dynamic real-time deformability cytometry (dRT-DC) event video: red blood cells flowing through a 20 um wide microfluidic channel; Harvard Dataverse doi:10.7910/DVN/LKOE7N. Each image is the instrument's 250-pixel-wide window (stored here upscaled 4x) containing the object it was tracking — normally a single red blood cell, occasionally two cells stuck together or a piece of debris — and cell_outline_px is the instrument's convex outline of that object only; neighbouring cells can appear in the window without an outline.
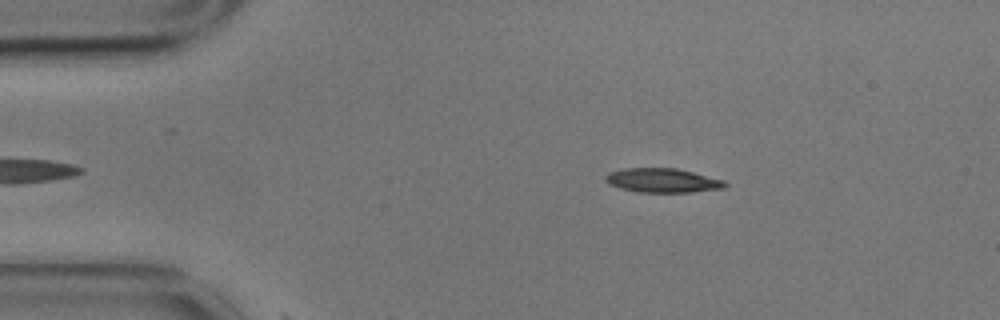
{"species": "common noctule bat (a hibernating species)", "species_latin": "Nyctalus noctula", "temperature_condition": "cold", "stored_images_in_passage": 7, "camera_frame_rate_fps": 3000, "um_per_image_px": 0.085, "animal": {"sex": "male", "body_mass_g": 17.9}, "frame": {"image": 1, "passage_image": 5, "time_ms": 1.333, "image_size_px": [1000, 320], "cell_outline_px": [[728, 184], [724, 188], [692, 192], [636, 192], [620, 188], [608, 184], [604, 180], [604, 176], [608, 172], [624, 168], [676, 168], [724, 180]], "centroid_in_image_um": [56.27, 15.34], "position_along_channel_um": 28.7, "area_um2": 16.94}}